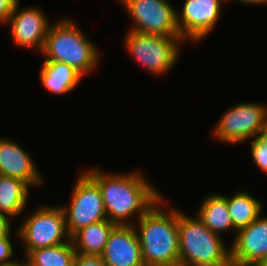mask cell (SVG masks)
I'll return each mask as SVG.
<instances>
[{
    "label": "cell",
    "instance_id": "5",
    "mask_svg": "<svg viewBox=\"0 0 267 266\" xmlns=\"http://www.w3.org/2000/svg\"><path fill=\"white\" fill-rule=\"evenodd\" d=\"M124 46L145 70L155 75H162L176 65L180 55L181 37H166L159 34H143L127 31Z\"/></svg>",
    "mask_w": 267,
    "mask_h": 266
},
{
    "label": "cell",
    "instance_id": "9",
    "mask_svg": "<svg viewBox=\"0 0 267 266\" xmlns=\"http://www.w3.org/2000/svg\"><path fill=\"white\" fill-rule=\"evenodd\" d=\"M134 21L130 31L181 37L176 9L167 0H119Z\"/></svg>",
    "mask_w": 267,
    "mask_h": 266
},
{
    "label": "cell",
    "instance_id": "21",
    "mask_svg": "<svg viewBox=\"0 0 267 266\" xmlns=\"http://www.w3.org/2000/svg\"><path fill=\"white\" fill-rule=\"evenodd\" d=\"M251 157L263 172H267V139L259 136L251 140Z\"/></svg>",
    "mask_w": 267,
    "mask_h": 266
},
{
    "label": "cell",
    "instance_id": "10",
    "mask_svg": "<svg viewBox=\"0 0 267 266\" xmlns=\"http://www.w3.org/2000/svg\"><path fill=\"white\" fill-rule=\"evenodd\" d=\"M224 2L225 0H185L182 12H176V24L183 41L193 43L206 38L219 18L223 17L221 6Z\"/></svg>",
    "mask_w": 267,
    "mask_h": 266
},
{
    "label": "cell",
    "instance_id": "14",
    "mask_svg": "<svg viewBox=\"0 0 267 266\" xmlns=\"http://www.w3.org/2000/svg\"><path fill=\"white\" fill-rule=\"evenodd\" d=\"M31 156L13 140L0 137V175L19 178L31 188L42 185L43 177Z\"/></svg>",
    "mask_w": 267,
    "mask_h": 266
},
{
    "label": "cell",
    "instance_id": "24",
    "mask_svg": "<svg viewBox=\"0 0 267 266\" xmlns=\"http://www.w3.org/2000/svg\"><path fill=\"white\" fill-rule=\"evenodd\" d=\"M19 0H0V23L7 24Z\"/></svg>",
    "mask_w": 267,
    "mask_h": 266
},
{
    "label": "cell",
    "instance_id": "11",
    "mask_svg": "<svg viewBox=\"0 0 267 266\" xmlns=\"http://www.w3.org/2000/svg\"><path fill=\"white\" fill-rule=\"evenodd\" d=\"M232 266H264L267 262V215L239 229L230 244Z\"/></svg>",
    "mask_w": 267,
    "mask_h": 266
},
{
    "label": "cell",
    "instance_id": "16",
    "mask_svg": "<svg viewBox=\"0 0 267 266\" xmlns=\"http://www.w3.org/2000/svg\"><path fill=\"white\" fill-rule=\"evenodd\" d=\"M116 226L109 220H103L81 228L71 236L75 251L79 254L101 256Z\"/></svg>",
    "mask_w": 267,
    "mask_h": 266
},
{
    "label": "cell",
    "instance_id": "3",
    "mask_svg": "<svg viewBox=\"0 0 267 266\" xmlns=\"http://www.w3.org/2000/svg\"><path fill=\"white\" fill-rule=\"evenodd\" d=\"M71 19H61L48 29L43 54L45 62H62L70 65L82 77L98 67V46Z\"/></svg>",
    "mask_w": 267,
    "mask_h": 266
},
{
    "label": "cell",
    "instance_id": "13",
    "mask_svg": "<svg viewBox=\"0 0 267 266\" xmlns=\"http://www.w3.org/2000/svg\"><path fill=\"white\" fill-rule=\"evenodd\" d=\"M106 266H144L134 225H117L101 255Z\"/></svg>",
    "mask_w": 267,
    "mask_h": 266
},
{
    "label": "cell",
    "instance_id": "23",
    "mask_svg": "<svg viewBox=\"0 0 267 266\" xmlns=\"http://www.w3.org/2000/svg\"><path fill=\"white\" fill-rule=\"evenodd\" d=\"M72 266H106L101 256L77 253Z\"/></svg>",
    "mask_w": 267,
    "mask_h": 266
},
{
    "label": "cell",
    "instance_id": "17",
    "mask_svg": "<svg viewBox=\"0 0 267 266\" xmlns=\"http://www.w3.org/2000/svg\"><path fill=\"white\" fill-rule=\"evenodd\" d=\"M82 76L70 65L62 62H45L41 66L40 80L48 91L65 94L76 88Z\"/></svg>",
    "mask_w": 267,
    "mask_h": 266
},
{
    "label": "cell",
    "instance_id": "12",
    "mask_svg": "<svg viewBox=\"0 0 267 266\" xmlns=\"http://www.w3.org/2000/svg\"><path fill=\"white\" fill-rule=\"evenodd\" d=\"M19 7L18 1L7 22L13 42L18 47L36 48L41 53L51 25L49 19L41 8L29 6L20 10Z\"/></svg>",
    "mask_w": 267,
    "mask_h": 266
},
{
    "label": "cell",
    "instance_id": "7",
    "mask_svg": "<svg viewBox=\"0 0 267 266\" xmlns=\"http://www.w3.org/2000/svg\"><path fill=\"white\" fill-rule=\"evenodd\" d=\"M76 182L71 202L62 206L70 236L85 226L108 220L98 184L85 171H81Z\"/></svg>",
    "mask_w": 267,
    "mask_h": 266
},
{
    "label": "cell",
    "instance_id": "1",
    "mask_svg": "<svg viewBox=\"0 0 267 266\" xmlns=\"http://www.w3.org/2000/svg\"><path fill=\"white\" fill-rule=\"evenodd\" d=\"M139 171L122 174L107 173L100 167L85 170L101 190L108 220L116 225H133L131 217L136 214L138 221L163 197Z\"/></svg>",
    "mask_w": 267,
    "mask_h": 266
},
{
    "label": "cell",
    "instance_id": "8",
    "mask_svg": "<svg viewBox=\"0 0 267 266\" xmlns=\"http://www.w3.org/2000/svg\"><path fill=\"white\" fill-rule=\"evenodd\" d=\"M267 107L261 103H239L223 113L214 129L222 144H240L260 135Z\"/></svg>",
    "mask_w": 267,
    "mask_h": 266
},
{
    "label": "cell",
    "instance_id": "15",
    "mask_svg": "<svg viewBox=\"0 0 267 266\" xmlns=\"http://www.w3.org/2000/svg\"><path fill=\"white\" fill-rule=\"evenodd\" d=\"M200 205L196 216L209 230L219 236L223 231L233 230L236 235L237 230L233 227L225 195L210 194L202 200Z\"/></svg>",
    "mask_w": 267,
    "mask_h": 266
},
{
    "label": "cell",
    "instance_id": "4",
    "mask_svg": "<svg viewBox=\"0 0 267 266\" xmlns=\"http://www.w3.org/2000/svg\"><path fill=\"white\" fill-rule=\"evenodd\" d=\"M178 231L179 266H232L230 246L197 216L178 211Z\"/></svg>",
    "mask_w": 267,
    "mask_h": 266
},
{
    "label": "cell",
    "instance_id": "18",
    "mask_svg": "<svg viewBox=\"0 0 267 266\" xmlns=\"http://www.w3.org/2000/svg\"><path fill=\"white\" fill-rule=\"evenodd\" d=\"M30 186L15 177L0 175V213L16 219L25 211Z\"/></svg>",
    "mask_w": 267,
    "mask_h": 266
},
{
    "label": "cell",
    "instance_id": "6",
    "mask_svg": "<svg viewBox=\"0 0 267 266\" xmlns=\"http://www.w3.org/2000/svg\"><path fill=\"white\" fill-rule=\"evenodd\" d=\"M24 220L16 234L23 242L25 256L37 248L60 245L71 240L61 206H40Z\"/></svg>",
    "mask_w": 267,
    "mask_h": 266
},
{
    "label": "cell",
    "instance_id": "20",
    "mask_svg": "<svg viewBox=\"0 0 267 266\" xmlns=\"http://www.w3.org/2000/svg\"><path fill=\"white\" fill-rule=\"evenodd\" d=\"M77 252L73 243L37 248L30 251L25 257V266H72Z\"/></svg>",
    "mask_w": 267,
    "mask_h": 266
},
{
    "label": "cell",
    "instance_id": "27",
    "mask_svg": "<svg viewBox=\"0 0 267 266\" xmlns=\"http://www.w3.org/2000/svg\"><path fill=\"white\" fill-rule=\"evenodd\" d=\"M260 138L267 139V114L264 118V122L262 124V129L259 135Z\"/></svg>",
    "mask_w": 267,
    "mask_h": 266
},
{
    "label": "cell",
    "instance_id": "25",
    "mask_svg": "<svg viewBox=\"0 0 267 266\" xmlns=\"http://www.w3.org/2000/svg\"><path fill=\"white\" fill-rule=\"evenodd\" d=\"M11 231L10 218L0 213V236L8 234Z\"/></svg>",
    "mask_w": 267,
    "mask_h": 266
},
{
    "label": "cell",
    "instance_id": "28",
    "mask_svg": "<svg viewBox=\"0 0 267 266\" xmlns=\"http://www.w3.org/2000/svg\"><path fill=\"white\" fill-rule=\"evenodd\" d=\"M11 266H25V265H24L23 262H22V263H20L19 265H11Z\"/></svg>",
    "mask_w": 267,
    "mask_h": 266
},
{
    "label": "cell",
    "instance_id": "26",
    "mask_svg": "<svg viewBox=\"0 0 267 266\" xmlns=\"http://www.w3.org/2000/svg\"><path fill=\"white\" fill-rule=\"evenodd\" d=\"M230 0H225V2H228ZM238 2H242V3H246V4H254V5H262V4H266L267 0H236Z\"/></svg>",
    "mask_w": 267,
    "mask_h": 266
},
{
    "label": "cell",
    "instance_id": "2",
    "mask_svg": "<svg viewBox=\"0 0 267 266\" xmlns=\"http://www.w3.org/2000/svg\"><path fill=\"white\" fill-rule=\"evenodd\" d=\"M165 203L162 197L138 220V227L133 224L144 266H179L178 210L163 211Z\"/></svg>",
    "mask_w": 267,
    "mask_h": 266
},
{
    "label": "cell",
    "instance_id": "19",
    "mask_svg": "<svg viewBox=\"0 0 267 266\" xmlns=\"http://www.w3.org/2000/svg\"><path fill=\"white\" fill-rule=\"evenodd\" d=\"M233 227L238 231L253 223L263 209L262 203L247 191H237L233 196H226Z\"/></svg>",
    "mask_w": 267,
    "mask_h": 266
},
{
    "label": "cell",
    "instance_id": "22",
    "mask_svg": "<svg viewBox=\"0 0 267 266\" xmlns=\"http://www.w3.org/2000/svg\"><path fill=\"white\" fill-rule=\"evenodd\" d=\"M11 232L0 236V266H11V265H19L21 261L12 260V256L14 255L13 244L11 242Z\"/></svg>",
    "mask_w": 267,
    "mask_h": 266
}]
</instances>
